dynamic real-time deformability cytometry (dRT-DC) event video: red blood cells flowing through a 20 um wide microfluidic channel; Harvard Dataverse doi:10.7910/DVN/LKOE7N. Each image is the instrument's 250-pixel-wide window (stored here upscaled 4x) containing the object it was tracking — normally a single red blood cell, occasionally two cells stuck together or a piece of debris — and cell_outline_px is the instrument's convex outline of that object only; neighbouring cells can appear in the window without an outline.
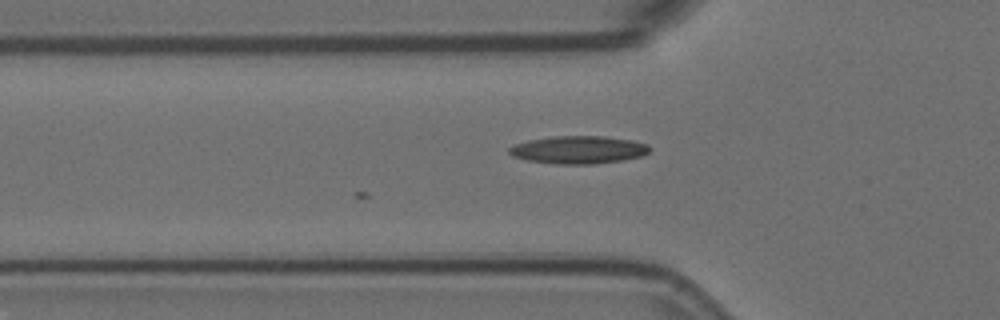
{"species": "Egyptian fruit bat (a non-hibernating species)", "species_latin": "Rousettus aegyptiacus", "temperature_condition": "room temperature", "stored_images_in_passage": 5, "camera_frame_rate_fps": 3000, "um_per_image_px": 0.085, "animal": {"sex": "female"}, "frame": {"image": 1, "passage_image": 5, "time_ms": 1.333, "image_size_px": [1000, 320], "cell_outline_px": [[652, 148], [648, 152], [640, 156], [620, 160], [592, 164], [560, 164], [528, 160], [512, 156], [508, 152], [508, 148], [516, 144], [528, 140], [552, 136], [604, 136], [632, 140], [648, 144]], "centroid_in_image_um": [49.17, 12.72], "position_along_channel_um": 76.6, "area_um2": 22.6}}